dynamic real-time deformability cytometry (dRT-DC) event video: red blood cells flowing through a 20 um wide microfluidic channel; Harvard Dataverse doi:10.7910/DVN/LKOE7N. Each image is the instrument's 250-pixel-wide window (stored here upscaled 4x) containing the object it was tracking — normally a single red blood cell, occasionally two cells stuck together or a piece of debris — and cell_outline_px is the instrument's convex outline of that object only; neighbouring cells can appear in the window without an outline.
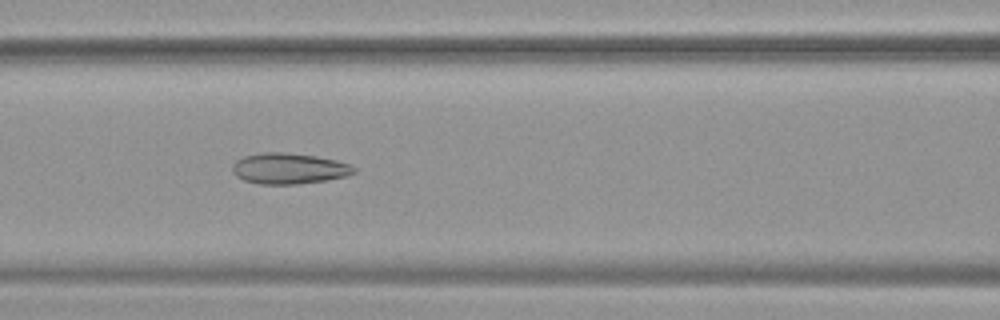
{"species": "common noctule bat (a hibernating species)", "species_latin": "Nyctalus noctula", "temperature_condition": "warm", "stored_images_in_passage": 54, "camera_frame_rate_fps": 3000, "um_per_image_px": 0.085, "animal": {"sex": "female", "body_mass_g": 19.9}, "frame": {"image": 1, "passage_image": 24, "time_ms": 7.667, "image_size_px": [1000, 320], "cell_outline_px": [[356, 172], [348, 176], [328, 180], [296, 184], [260, 184], [244, 180], [236, 176], [232, 172], [232, 164], [236, 160], [244, 156], [264, 152], [284, 152], [316, 156], [336, 160], [348, 164], [356, 168]], "centroid_in_image_um": [24.56, 14.32], "position_along_channel_um": 142.0, "area_um2": 21.96}}
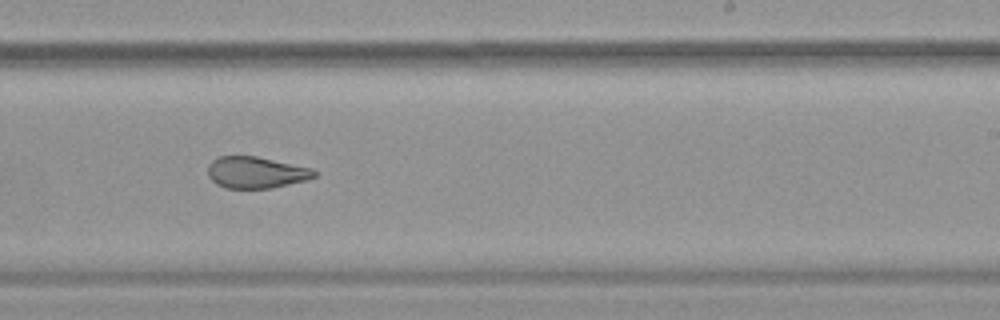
{"frame": {"image": 2, "passage_image": 34, "time_ms": 11.0, "image_size_px": [1000, 320], "cell_outline_px": [[316, 176], [308, 180], [272, 188], [224, 188], [216, 184], [208, 176], [208, 164], [212, 160], [220, 156], [256, 156], [312, 168], [316, 172]], "centroid_in_image_um": [21.76, 14.66], "position_along_channel_um": 267.2, "area_um2": 19.65}}
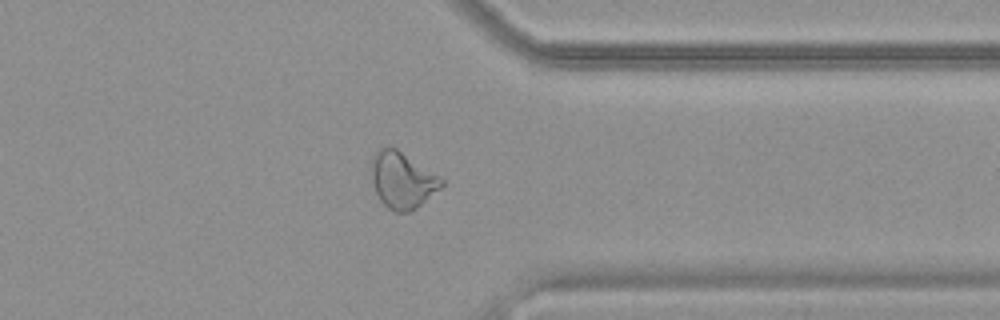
{"frame": {"image": 3, "passage_image": 43, "time_ms": 14.0, "image_size_px": [1000, 320], "cell_outline_px": [[444, 184], [440, 188], [416, 208], [408, 212], [396, 212], [388, 208], [380, 200], [376, 192], [368, 168], [372, 156], [380, 148], [396, 148], [440, 176], [444, 180]], "centroid_in_image_um": [34.16, 15.3], "position_along_channel_um": 377.2, "area_um2": 23.0}, "authors_computed_cell_mechanics": {"area_um2": 25.1719, "velocity_mm_per_s": 3.7797, "shape_relaxation_time_tau1_ms": null, "shape_relaxation_time_tau2_ms": 1.8619, "deformation_change_tau1": null, "deformation_change_tau2": 0.0979}}